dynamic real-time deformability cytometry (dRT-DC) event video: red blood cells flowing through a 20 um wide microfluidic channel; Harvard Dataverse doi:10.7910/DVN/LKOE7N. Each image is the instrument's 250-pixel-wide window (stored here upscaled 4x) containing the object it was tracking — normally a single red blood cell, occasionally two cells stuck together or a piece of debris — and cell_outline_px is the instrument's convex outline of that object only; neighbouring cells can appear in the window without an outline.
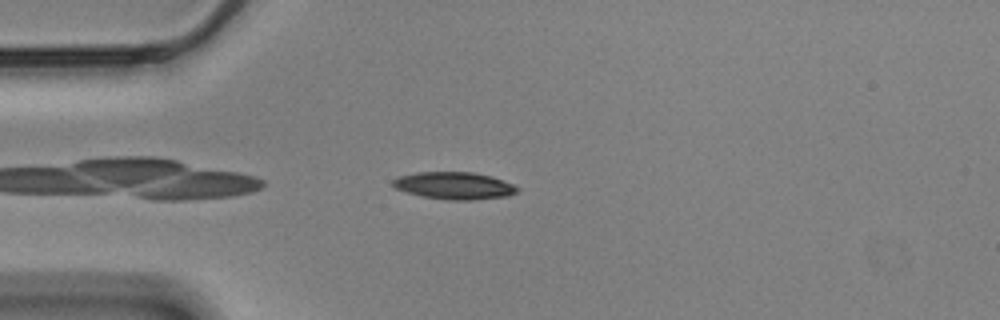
{"species": "Egyptian fruit bat (a non-hibernating species)", "species_latin": "Rousettus aegyptiacus", "temperature_condition": "cold", "stored_images_in_passage": 46, "camera_frame_rate_fps": 3000, "um_per_image_px": 0.085, "animal": {"sex": "male"}, "frame": {"image": 1, "passage_image": 3, "time_ms": 0.667, "image_size_px": [1000, 320], "cell_outline_px": [[520, 188], [516, 192], [508, 196], [476, 200], [448, 200], [420, 196], [396, 188], [392, 184], [392, 180], [400, 176], [416, 172], [472, 172], [492, 176], [512, 184]], "centroid_in_image_um": [38.63, 15.78], "position_along_channel_um": 46.4, "area_um2": 19.77}}
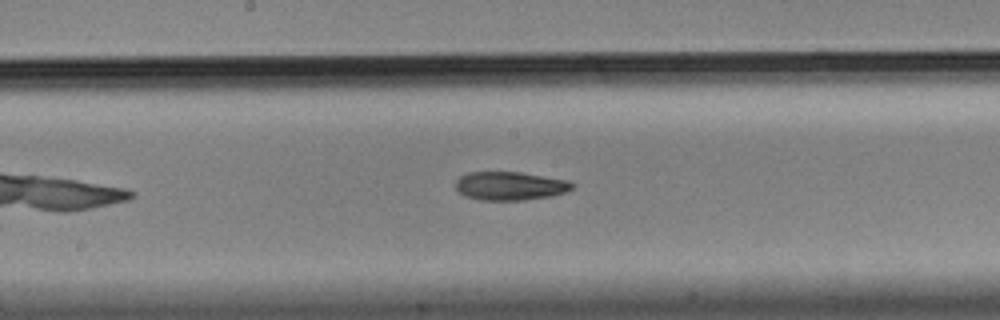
{"frame": {"image": 2, "passage_image": 18, "time_ms": 5.667, "image_size_px": [1000, 320], "cell_outline_px": [[576, 184], [568, 192], [552, 196], [524, 200], [480, 200], [464, 196], [456, 188], [456, 180], [460, 176], [468, 172], [520, 172], [568, 180]], "centroid_in_image_um": [43.38, 15.8], "position_along_channel_um": 204.8, "area_um2": 19.54}}
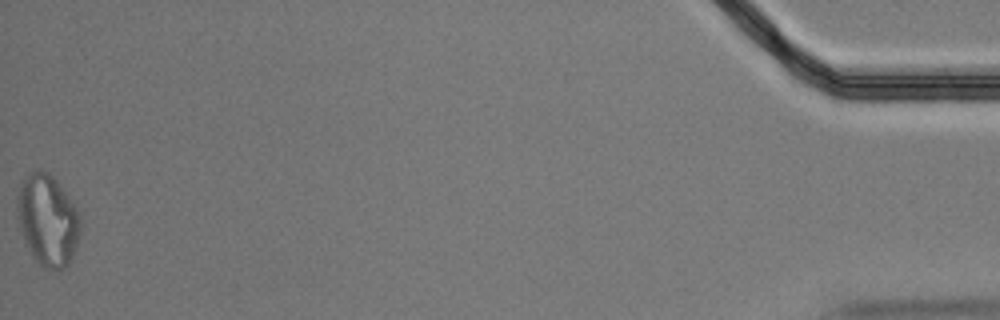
{"frame": {"image": 3, "passage_image": 46, "time_ms": 15.0, "image_size_px": [1000, 320], "cell_outline_px": [[80, 232], [76, 248], [68, 264], [64, 268], [52, 272], [40, 264], [32, 256], [20, 228], [16, 216], [16, 196], [20, 184], [24, 176], [28, 172], [48, 172], [56, 180], [80, 212]], "centroid_in_image_um": [4.04, 18.72], "position_along_channel_um": 431.2, "area_um2": 33.76}, "authors_computed_cell_mechanics": {"area_um2": 19.9988, "velocity_mm_per_s": 3.4697, "shape_relaxation_time_tau1_ms": null, "shape_relaxation_time_tau2_ms": 5.8139, "deformation_change_tau1": null, "deformation_change_tau2": 0.1468}}